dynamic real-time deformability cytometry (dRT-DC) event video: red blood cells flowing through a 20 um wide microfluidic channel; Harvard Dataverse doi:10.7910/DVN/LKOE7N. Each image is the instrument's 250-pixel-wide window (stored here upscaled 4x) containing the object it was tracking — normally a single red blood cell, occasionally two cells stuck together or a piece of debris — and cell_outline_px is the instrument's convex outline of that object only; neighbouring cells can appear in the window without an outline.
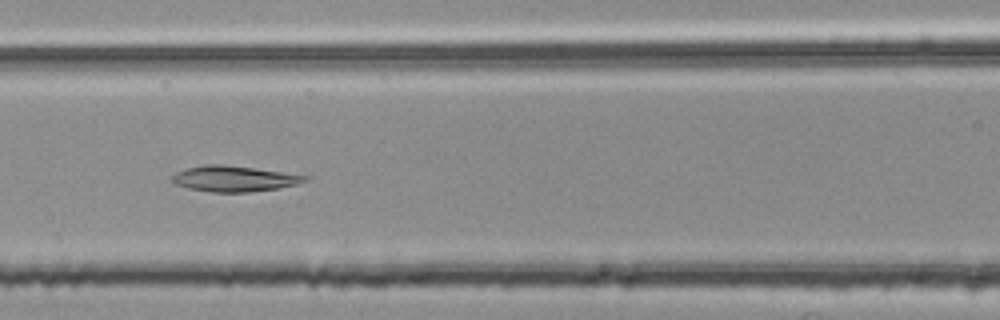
{"species": "common noctule bat (a hibernating species)", "species_latin": "Nyctalus noctula", "temperature_condition": "room temperature", "stored_images_in_passage": 46, "camera_frame_rate_fps": 3000, "um_per_image_px": 0.085, "animal": {"sex": "female", "body_mass_g": 25.1}, "frame": {"image": 1, "passage_image": 17, "time_ms": 5.333, "image_size_px": [1000, 320], "cell_outline_px": [[308, 180], [296, 184], [280, 188], [248, 192], [212, 192], [188, 188], [176, 184], [172, 180], [172, 176], [176, 172], [188, 168], [204, 164], [216, 164], [252, 168], [308, 176]], "centroid_in_image_um": [19.87, 15.2], "position_along_channel_um": 146.7, "area_um2": 19.54}}
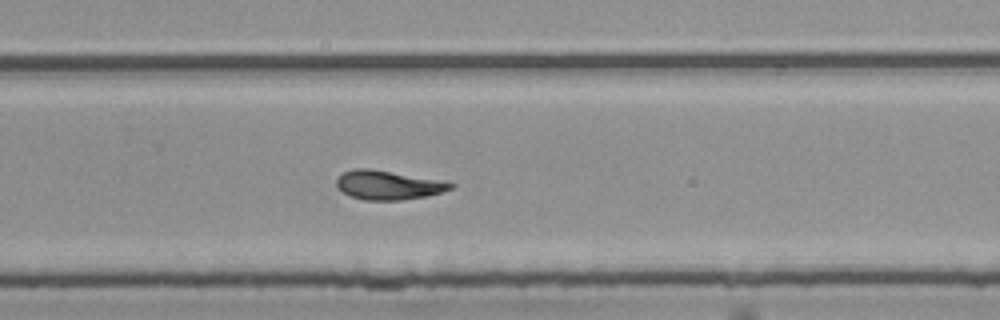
{"frame": {"image": 2, "passage_image": 29, "time_ms": 9.333, "image_size_px": [1000, 320], "cell_outline_px": [[456, 184], [452, 188], [440, 192], [424, 196], [400, 200], [364, 200], [352, 196], [344, 192], [336, 184], [336, 180], [344, 172], [356, 168], [368, 168], [436, 180]], "centroid_in_image_um": [32.95, 15.73], "position_along_channel_um": 296.9, "area_um2": 18.61}}
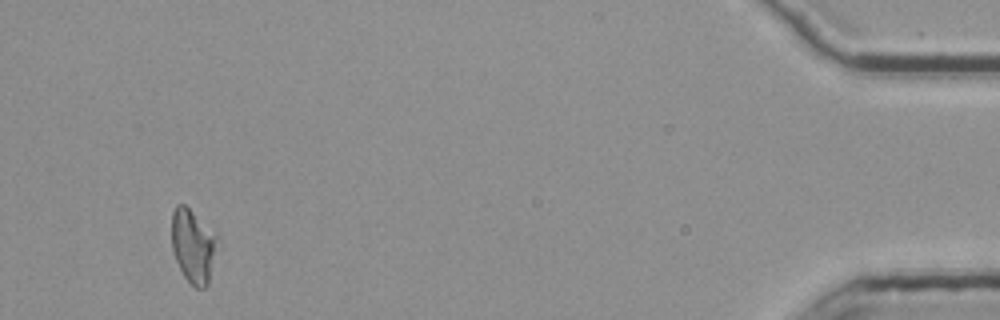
{"frame": {"image": 3, "passage_image": 45, "time_ms": 14.667, "image_size_px": [1000, 320], "cell_outline_px": [[220, 244], [208, 284], [204, 288], [196, 288], [184, 276], [176, 260], [172, 248], [172, 212], [176, 204], [184, 204], [220, 240]], "centroid_in_image_um": [16.44, 20.93], "position_along_channel_um": 418.8, "area_um2": 19.54}, "authors_computed_cell_mechanics": {"area_um2": 19.5075, "velocity_mm_per_s": 3.7618, "shape_relaxation_time_tau1_ms": null, "shape_relaxation_time_tau2_ms": 5.4724, "deformation_change_tau1": null, "deformation_change_tau2": 0.1466}}